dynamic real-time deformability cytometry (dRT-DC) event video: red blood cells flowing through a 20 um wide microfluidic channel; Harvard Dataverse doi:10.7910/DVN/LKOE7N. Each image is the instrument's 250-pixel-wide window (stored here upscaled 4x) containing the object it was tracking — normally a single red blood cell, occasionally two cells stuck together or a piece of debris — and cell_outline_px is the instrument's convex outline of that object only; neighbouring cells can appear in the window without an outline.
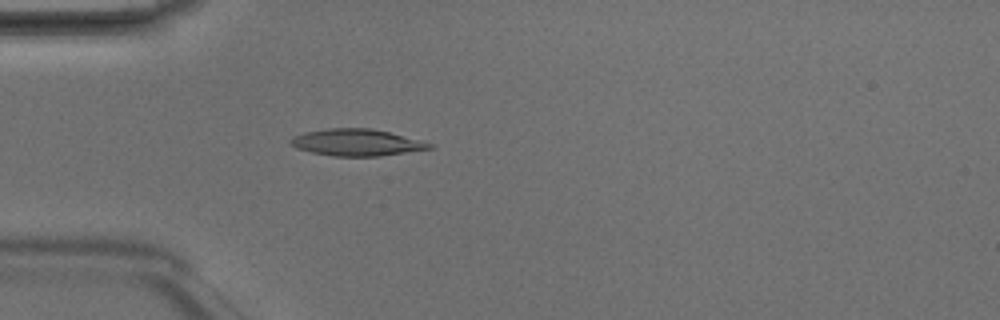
{"species": "Egyptian fruit bat (a non-hibernating species)", "species_latin": "Rousettus aegyptiacus", "temperature_condition": "room temperature", "stored_images_in_passage": 1, "camera_frame_rate_fps": 3000, "um_per_image_px": 0.085, "animal": {"sex": "male"}, "frame": {"image": 1, "passage_image": 1, "time_ms": 0.0, "image_size_px": [1000, 320], "cell_outline_px": [[432, 148], [380, 156], [332, 156], [312, 152], [296, 148], [288, 144], [288, 140], [292, 136], [304, 132], [328, 128], [368, 128], [388, 132], [420, 140], [432, 144]], "centroid_in_image_um": [30.23, 12.11], "position_along_channel_um": 54.8, "area_um2": 21.56}}